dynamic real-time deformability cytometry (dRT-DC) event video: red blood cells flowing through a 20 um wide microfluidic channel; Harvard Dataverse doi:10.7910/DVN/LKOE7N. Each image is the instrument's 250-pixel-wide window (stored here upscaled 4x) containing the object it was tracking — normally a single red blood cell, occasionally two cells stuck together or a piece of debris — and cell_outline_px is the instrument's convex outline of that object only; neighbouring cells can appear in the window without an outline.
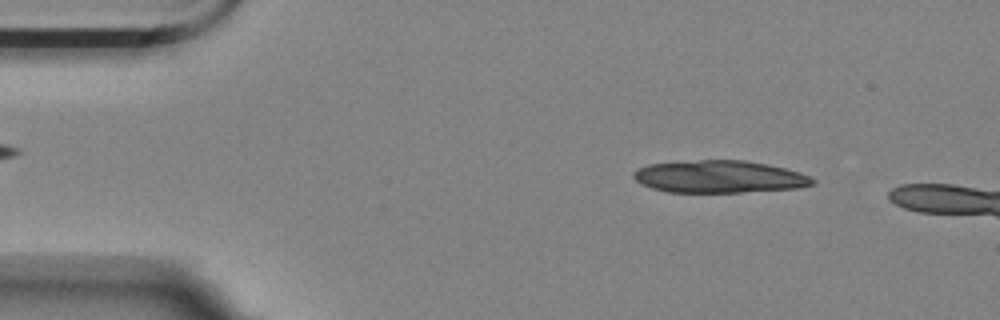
{"species": "Egyptian fruit bat (a non-hibernating species)", "species_latin": "Rousettus aegyptiacus", "temperature_condition": "room temperature", "stored_images_in_passage": 13, "camera_frame_rate_fps": 3000, "um_per_image_px": 0.085, "animal": {"sex": "female"}, "frame": {"image": 1, "passage_image": 4, "time_ms": 1.0, "image_size_px": [1000, 320], "cell_outline_px": [[816, 184], [800, 188], [740, 192], [668, 192], [652, 188], [640, 184], [632, 176], [632, 172], [648, 164], [700, 160], [744, 160], [768, 164], [800, 172], [812, 176], [816, 180]], "centroid_in_image_um": [61.18, 15.02], "position_along_channel_um": 23.8, "area_um2": 33.93}}